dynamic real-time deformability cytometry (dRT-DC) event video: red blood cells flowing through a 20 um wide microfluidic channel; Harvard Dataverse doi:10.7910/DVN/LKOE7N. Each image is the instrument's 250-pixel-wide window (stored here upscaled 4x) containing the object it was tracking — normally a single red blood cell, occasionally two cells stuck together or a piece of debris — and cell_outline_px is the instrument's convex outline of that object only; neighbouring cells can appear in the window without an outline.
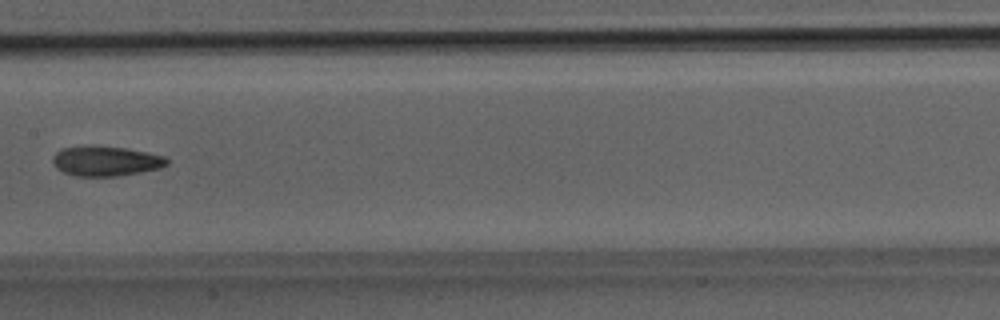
{"species": "Egyptian fruit bat (a non-hibernating species)", "species_latin": "Rousettus aegyptiacus", "temperature_condition": "room temperature", "stored_images_in_passage": 37, "camera_frame_rate_fps": 3000, "um_per_image_px": 0.085, "animal": {"sex": "male"}, "frame": {"image": 1, "passage_image": 19, "time_ms": 6.0, "image_size_px": [1000, 320], "cell_outline_px": [[168, 164], [160, 168], [140, 172], [116, 176], [76, 176], [64, 172], [56, 168], [52, 164], [52, 156], [60, 148], [92, 144], [124, 148], [148, 152], [164, 156], [168, 160]], "centroid_in_image_um": [8.94, 13.67], "position_along_channel_um": 198.5, "area_um2": 20.23}}
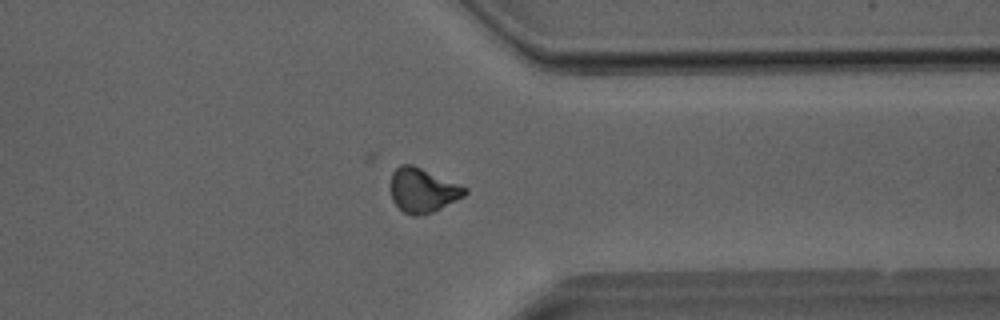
{"frame": {"image": 2, "passage_image": 29, "time_ms": 9.333, "image_size_px": [1000, 320], "cell_outline_px": [[468, 192], [464, 196], [424, 216], [412, 216], [404, 212], [392, 200], [392, 172], [400, 164], [412, 164], [468, 188]], "centroid_in_image_um": [35.94, 16.18], "position_along_channel_um": 375.5, "area_um2": 18.96}}
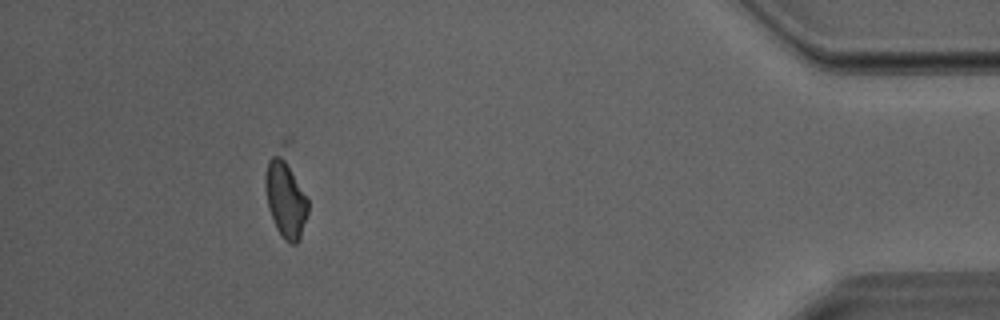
{"frame": {"image": 3, "passage_image": 34, "time_ms": 11.0, "image_size_px": [1000, 320], "cell_outline_px": [[308, 212], [300, 240], [296, 244], [292, 244], [284, 240], [280, 236], [276, 228], [268, 208], [264, 184], [264, 176], [268, 160], [272, 156], [280, 152], [308, 196]], "centroid_in_image_um": [24.27, 16.94], "position_along_channel_um": 410.9, "area_um2": 19.42}}